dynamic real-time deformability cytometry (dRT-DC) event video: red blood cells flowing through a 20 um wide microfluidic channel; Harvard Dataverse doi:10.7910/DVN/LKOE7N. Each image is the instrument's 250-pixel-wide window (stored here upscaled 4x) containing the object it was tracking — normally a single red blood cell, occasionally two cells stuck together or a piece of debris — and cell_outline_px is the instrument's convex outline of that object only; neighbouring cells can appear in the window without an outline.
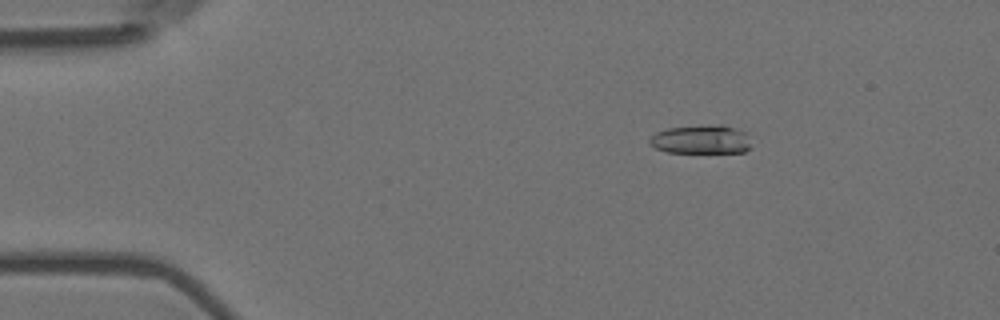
{"species": "Egyptian fruit bat (a non-hibernating species)", "species_latin": "Rousettus aegyptiacus", "temperature_condition": "room temperature", "stored_images_in_passage": 6, "camera_frame_rate_fps": 3000, "um_per_image_px": 0.085, "animal": {"sex": "female"}, "frame": {"image": 1, "passage_image": 2, "time_ms": 0.333, "image_size_px": [1000, 320], "cell_outline_px": [[748, 148], [744, 152], [668, 152], [656, 148], [648, 144], [648, 140], [656, 132], [668, 128], [716, 124], [724, 124], [744, 132], [748, 144]], "centroid_in_image_um": [59.53, 11.84], "position_along_channel_um": 25.5, "area_um2": 16.76}}
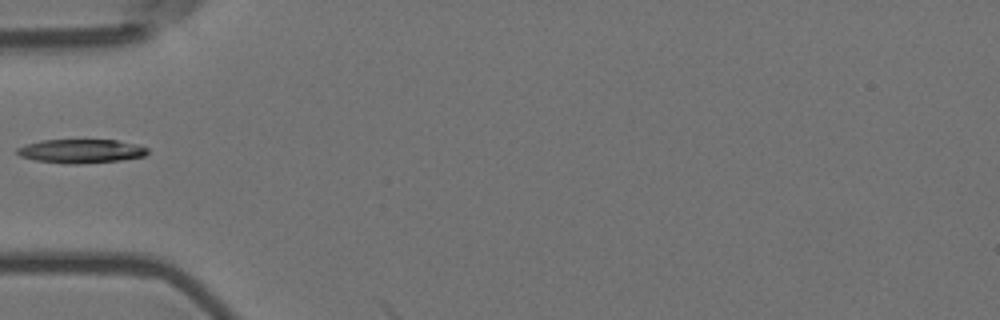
{"frame": {"image": 2, "passage_image": 5, "time_ms": 1.333, "image_size_px": [1000, 320], "cell_outline_px": [[148, 152], [144, 156], [120, 160], [76, 164], [68, 164], [36, 160], [20, 156], [16, 152], [16, 148], [40, 140], [116, 140], [136, 144], [148, 148]], "centroid_in_image_um": [6.88, 12.84], "position_along_channel_um": 78.1, "area_um2": 17.98}}